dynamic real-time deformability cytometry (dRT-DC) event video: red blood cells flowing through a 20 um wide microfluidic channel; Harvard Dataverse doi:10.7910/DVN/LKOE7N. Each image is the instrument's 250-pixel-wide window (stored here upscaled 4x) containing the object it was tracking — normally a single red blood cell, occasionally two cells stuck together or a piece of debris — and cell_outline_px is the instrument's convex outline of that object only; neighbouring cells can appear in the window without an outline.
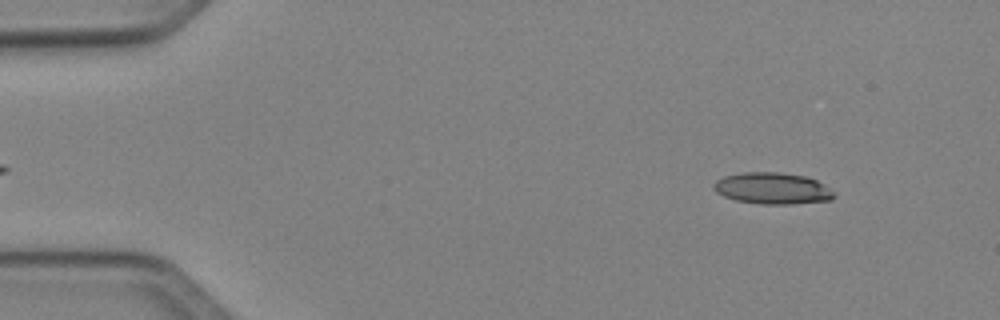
{"species": "Egyptian fruit bat (a non-hibernating species)", "species_latin": "Rousettus aegyptiacus", "temperature_condition": "cold", "stored_images_in_passage": 49, "camera_frame_rate_fps": 3000, "um_per_image_px": 0.085, "animal": {"sex": "female"}, "frame": {"image": 1, "passage_image": 5, "time_ms": 1.333, "image_size_px": [1000, 320], "cell_outline_px": [[836, 196], [832, 200], [792, 204], [760, 204], [736, 200], [724, 196], [716, 192], [712, 188], [712, 184], [716, 180], [724, 176], [744, 172], [776, 172], [804, 176], [816, 180], [836, 192]], "centroid_in_image_um": [65.66, 16.02], "position_along_channel_um": 19.3, "area_um2": 22.2}}
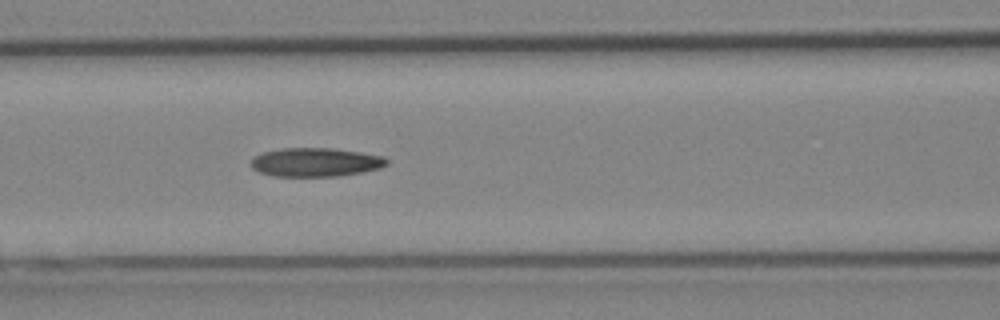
{"frame": {"image": 2, "passage_image": 21, "time_ms": 6.667, "image_size_px": [1000, 320], "cell_outline_px": [[388, 164], [380, 168], [364, 172], [340, 176], [272, 176], [260, 172], [252, 168], [252, 160], [256, 156], [264, 152], [284, 148], [332, 148], [360, 152], [384, 156], [388, 160]], "centroid_in_image_um": [26.87, 13.79], "position_along_channel_um": 139.7, "area_um2": 22.72}}
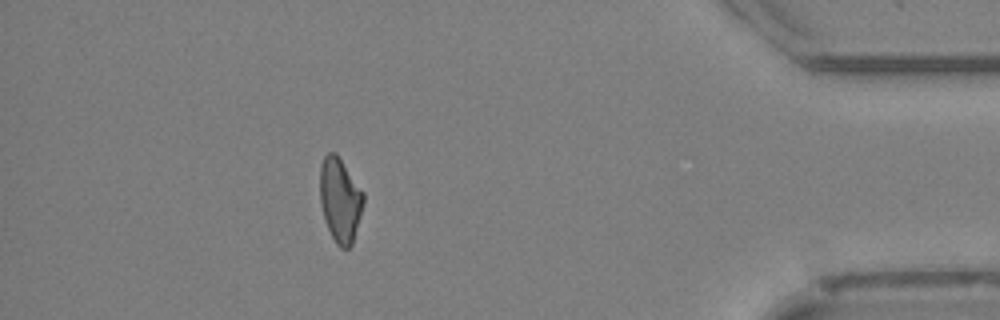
{"frame": {"image": 3, "passage_image": 44, "time_ms": 14.333, "image_size_px": [1000, 320], "cell_outline_px": [[364, 204], [352, 244], [348, 248], [340, 248], [336, 244], [324, 220], [320, 204], [320, 164], [324, 156], [328, 152], [336, 152], [364, 192]], "centroid_in_image_um": [28.9, 16.98], "position_along_channel_um": 406.3, "area_um2": 21.56}, "authors_computed_cell_mechanics": {"area_um2": 22.0218, "velocity_mm_per_s": 4.0894, "shape_relaxation_time_tau1_ms": null, "shape_relaxation_time_tau2_ms": 7.7807, "deformation_change_tau1": null, "deformation_change_tau2": 0.1801}}